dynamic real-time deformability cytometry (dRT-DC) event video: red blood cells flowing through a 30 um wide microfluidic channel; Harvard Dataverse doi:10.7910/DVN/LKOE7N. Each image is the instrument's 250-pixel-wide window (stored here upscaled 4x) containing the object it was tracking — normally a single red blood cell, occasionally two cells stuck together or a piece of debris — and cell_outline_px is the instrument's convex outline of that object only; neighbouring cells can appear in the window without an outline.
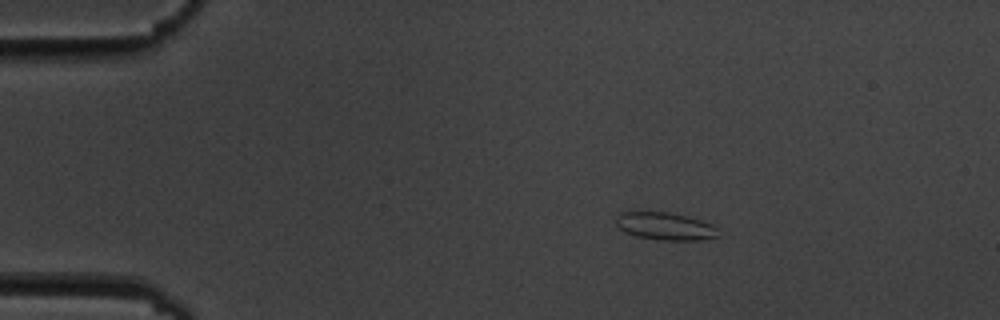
{"species": "common noctule bat (a hibernating species)", "species_latin": "Nyctalus noctula", "temperature_condition": "cold", "stored_images_in_passage": 3, "camera_frame_rate_fps": 3000, "um_per_image_px": 0.085, "animal": {"sex": "male", "body_mass_g": 19.5, "forearm_length_mm": 54.6}, "frame": {"image": 1, "passage_image": 1, "time_ms": 0.0, "image_size_px": [1000, 320], "cell_outline_px": [[720, 236], [700, 240], [660, 240], [636, 236], [624, 232], [616, 224], [616, 216], [620, 212], [668, 212], [700, 220], [712, 224], [716, 228]], "centroid_in_image_um": [56.53, 19.24], "position_along_channel_um": 28.5, "area_um2": 16.36}}